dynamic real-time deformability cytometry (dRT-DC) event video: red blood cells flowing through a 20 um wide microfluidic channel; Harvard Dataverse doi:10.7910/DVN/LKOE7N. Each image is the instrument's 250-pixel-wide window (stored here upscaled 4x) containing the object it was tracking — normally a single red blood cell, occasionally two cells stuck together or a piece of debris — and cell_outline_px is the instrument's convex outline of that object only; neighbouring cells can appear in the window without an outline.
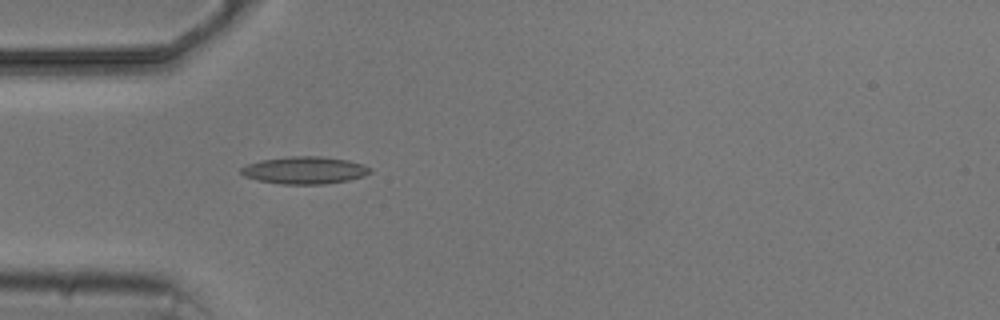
{"species": "common noctule bat (a hibernating species)", "species_latin": "Nyctalus noctula", "temperature_condition": "cold", "stored_images_in_passage": 1, "camera_frame_rate_fps": 3000, "um_per_image_px": 0.085, "animal": {"sex": "male", "body_mass_g": 20.5, "forearm_length_mm": 52.5}, "frame": {"image": 1, "passage_image": 1, "time_ms": 0.0, "image_size_px": [1000, 320], "cell_outline_px": [[372, 172], [364, 176], [348, 180], [324, 184], [280, 184], [256, 180], [244, 176], [240, 172], [240, 168], [248, 164], [260, 160], [288, 156], [324, 156], [348, 160], [372, 168]], "centroid_in_image_um": [25.88, 14.47], "position_along_channel_um": 59.1, "area_um2": 20.69}}